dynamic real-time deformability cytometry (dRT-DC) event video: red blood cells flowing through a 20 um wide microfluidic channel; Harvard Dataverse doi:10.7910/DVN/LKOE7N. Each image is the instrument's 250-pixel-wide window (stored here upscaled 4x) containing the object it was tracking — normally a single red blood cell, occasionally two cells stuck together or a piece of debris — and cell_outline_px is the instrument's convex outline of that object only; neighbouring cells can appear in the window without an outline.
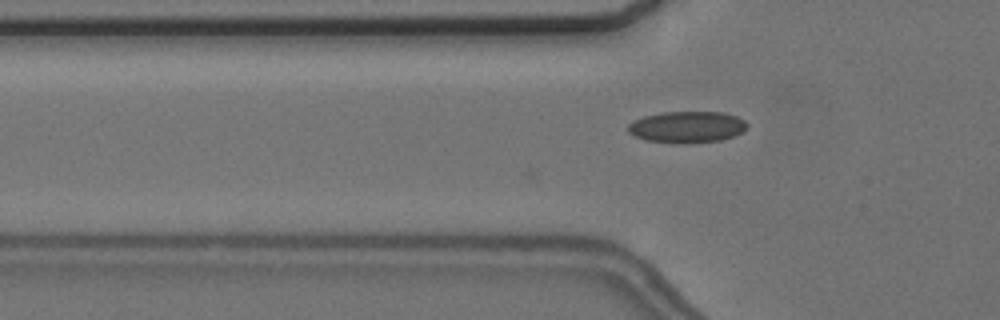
{"species": "common noctule bat (a hibernating species)", "species_latin": "Nyctalus noctula", "temperature_condition": "cold", "stored_images_in_passage": 2, "camera_frame_rate_fps": 3000, "um_per_image_px": 0.085, "animal": {"sex": "female", "body_mass_g": 24.6, "forearm_length_mm": 56.2}, "frame": {"image": 1, "passage_image": 2, "time_ms": 0.333, "image_size_px": [1000, 320], "cell_outline_px": [[748, 128], [744, 132], [736, 136], [720, 140], [688, 144], [672, 144], [644, 140], [628, 132], [628, 124], [632, 120], [644, 116], [664, 112], [724, 112], [736, 116], [744, 120], [748, 124]], "centroid_in_image_um": [58.41, 10.81], "position_along_channel_um": 67.4, "area_um2": 22.37}}